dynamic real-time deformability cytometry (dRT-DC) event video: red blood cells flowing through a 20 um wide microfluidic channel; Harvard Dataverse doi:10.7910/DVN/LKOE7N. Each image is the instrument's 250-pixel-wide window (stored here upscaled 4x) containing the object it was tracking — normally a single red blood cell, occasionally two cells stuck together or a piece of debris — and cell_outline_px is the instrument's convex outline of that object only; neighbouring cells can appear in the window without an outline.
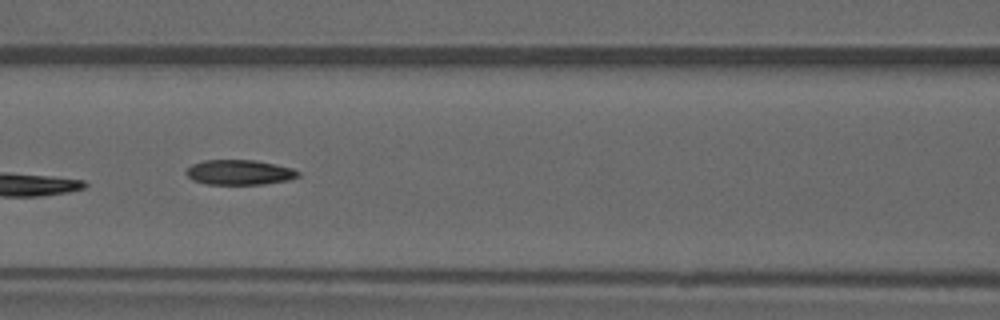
{"species": "common noctule bat (a hibernating species)", "species_latin": "Nyctalus noctula", "temperature_condition": "warm", "stored_images_in_passage": 5, "camera_frame_rate_fps": 3000, "um_per_image_px": 0.085, "animal": {"sex": "male", "forearm_length_mm": 52.5}, "frame": {"image": 1, "passage_image": 5, "time_ms": 4.667, "image_size_px": [1000, 320], "cell_outline_px": [[300, 176], [288, 180], [264, 184], [204, 184], [192, 180], [184, 172], [192, 164], [204, 160], [256, 160], [276, 164], [292, 168], [300, 172]], "centroid_in_image_um": [20.35, 14.65], "position_along_channel_um": 146.3, "area_um2": 16.42}}